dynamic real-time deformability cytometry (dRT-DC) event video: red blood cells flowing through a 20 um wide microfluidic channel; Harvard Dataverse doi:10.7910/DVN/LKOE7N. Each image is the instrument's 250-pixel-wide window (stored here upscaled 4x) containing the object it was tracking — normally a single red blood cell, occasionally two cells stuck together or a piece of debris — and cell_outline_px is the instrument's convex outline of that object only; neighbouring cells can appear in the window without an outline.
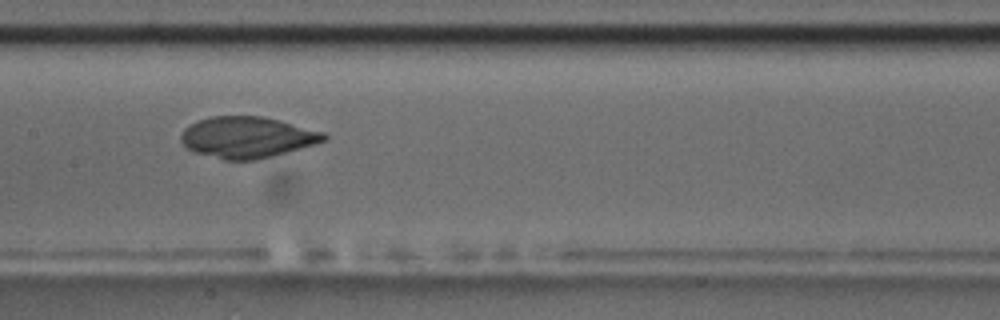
{"species": "common noctule bat (a hibernating species)", "species_latin": "Nyctalus noctula", "temperature_condition": "room temperature", "stored_images_in_passage": 13, "camera_frame_rate_fps": 3000, "um_per_image_px": 0.085, "animal": {"sex": "male", "body_mass_g": 17.5, "forearm_length_mm": 52.3}, "frame": {"image": 1, "passage_image": 8, "time_ms": 8.667, "image_size_px": [1000, 320], "cell_outline_px": [[328, 140], [316, 144], [272, 156], [256, 160], [224, 160], [196, 152], [188, 148], [180, 140], [180, 136], [184, 128], [196, 120], [212, 116], [264, 116], [280, 120], [324, 132], [328, 136]], "centroid_in_image_um": [21.03, 11.66], "position_along_channel_um": 186.4, "area_um2": 34.45}}